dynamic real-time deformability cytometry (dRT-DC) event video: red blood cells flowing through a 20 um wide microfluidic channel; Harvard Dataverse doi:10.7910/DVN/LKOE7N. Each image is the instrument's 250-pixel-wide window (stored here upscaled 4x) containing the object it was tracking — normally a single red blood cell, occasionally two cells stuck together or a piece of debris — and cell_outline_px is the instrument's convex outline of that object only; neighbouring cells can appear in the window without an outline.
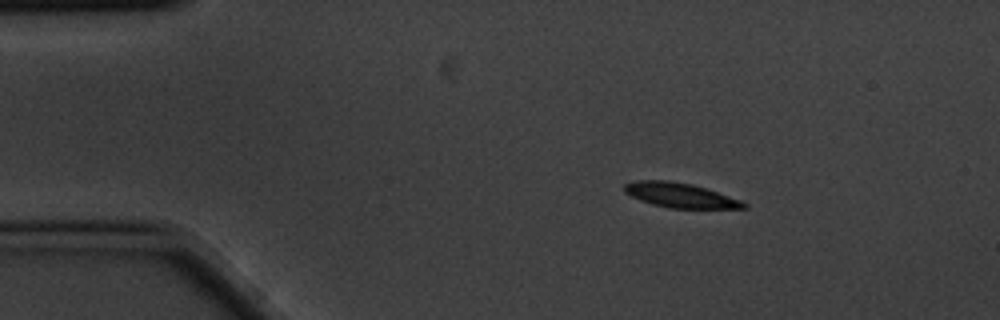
{"species": "common noctule bat (a hibernating species)", "species_latin": "Nyctalus noctula", "temperature_condition": "cold", "stored_images_in_passage": 3, "camera_frame_rate_fps": 3000, "um_per_image_px": 0.085, "animal": {"sex": "male", "body_mass_g": 20.1, "forearm_length_mm": 53.5}, "frame": {"image": 1, "passage_image": 1, "time_ms": 0.0, "image_size_px": [1000, 320], "cell_outline_px": [[748, 208], [668, 208], [652, 204], [640, 200], [624, 192], [624, 184], [636, 180], [668, 180], [692, 184], [740, 200], [748, 204]], "centroid_in_image_um": [57.78, 16.59], "position_along_channel_um": 27.2, "area_um2": 16.99}}